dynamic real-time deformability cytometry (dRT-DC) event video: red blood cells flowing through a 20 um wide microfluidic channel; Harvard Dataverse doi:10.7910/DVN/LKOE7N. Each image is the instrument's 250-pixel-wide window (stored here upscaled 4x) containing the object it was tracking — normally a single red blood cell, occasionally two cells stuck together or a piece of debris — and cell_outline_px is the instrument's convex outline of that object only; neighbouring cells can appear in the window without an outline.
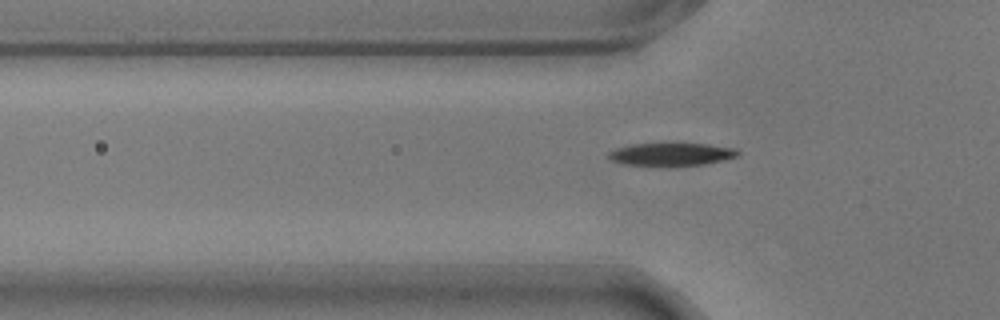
{"species": "common noctule bat (a hibernating species)", "species_latin": "Nyctalus noctula", "temperature_condition": "warm", "stored_images_in_passage": 36, "camera_frame_rate_fps": 3000, "um_per_image_px": 0.085, "animal": {"sex": "male", "body_mass_g": 17.9}, "frame": {"image": 1, "passage_image": 5, "time_ms": 1.333, "image_size_px": [1000, 320], "cell_outline_px": [[740, 156], [724, 160], [704, 164], [624, 164], [612, 160], [608, 156], [608, 152], [616, 148], [632, 144], [708, 144], [736, 148], [740, 152]], "centroid_in_image_um": [57.13, 13.09], "position_along_channel_um": 68.7, "area_um2": 16.59}}
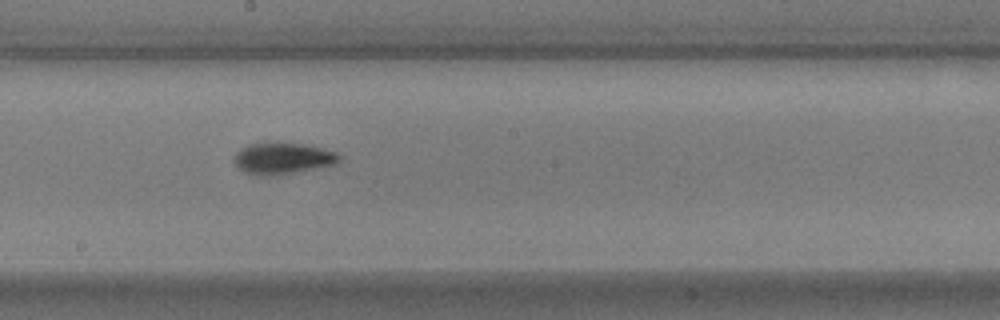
{"frame": {"image": 2, "passage_image": 18, "time_ms": 5.667, "image_size_px": [1000, 320], "cell_outline_px": [[340, 160], [336, 164], [276, 176], [252, 176], [236, 168], [232, 160], [232, 156], [240, 148], [252, 144], [268, 140], [276, 140], [308, 144], [324, 148], [336, 152], [340, 156]], "centroid_in_image_um": [23.96, 13.44], "position_along_channel_um": 224.2, "area_um2": 20.4}}
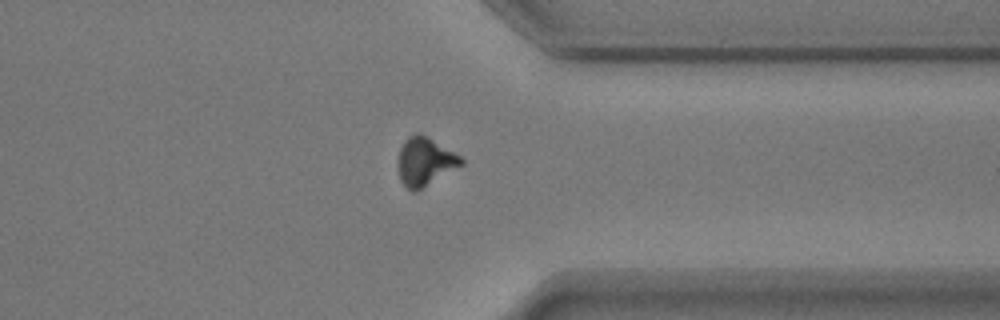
{"frame": {"image": 3, "passage_image": 31, "time_ms": 10.0, "image_size_px": [1000, 320], "cell_outline_px": [[464, 164], [416, 192], [412, 192], [400, 180], [396, 164], [400, 148], [404, 140], [408, 136], [416, 132], [428, 136], [460, 156], [464, 160]], "centroid_in_image_um": [36.09, 13.73], "position_along_channel_um": 375.3, "area_um2": 18.03}, "authors_computed_cell_mechanics": {"area_um2": 18.0625, "velocity_mm_per_s": 3.5692, "shape_relaxation_time_tau1_ms": 2.6345, "shape_relaxation_time_tau2_ms": 1.9552, "deformation_change_tau1": 0.1408, "deformation_change_tau2": 0.0796}}